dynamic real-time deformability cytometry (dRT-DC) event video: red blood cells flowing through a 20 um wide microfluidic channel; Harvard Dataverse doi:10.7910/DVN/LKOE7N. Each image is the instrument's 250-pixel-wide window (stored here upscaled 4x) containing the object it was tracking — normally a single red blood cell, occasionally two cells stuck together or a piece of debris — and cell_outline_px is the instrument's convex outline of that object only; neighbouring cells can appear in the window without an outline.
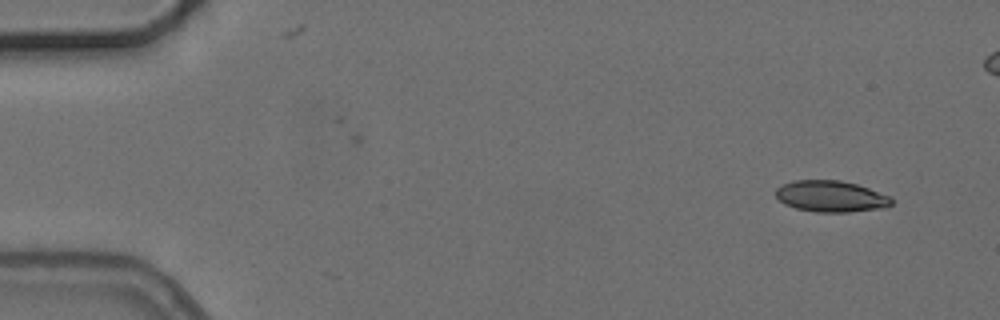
{"species": "common noctule bat (a hibernating species)", "species_latin": "Nyctalus noctula", "temperature_condition": "cold", "stored_images_in_passage": 10, "camera_frame_rate_fps": 3000, "um_per_image_px": 0.085, "animal": {"sex": "female", "body_mass_g": 24.6, "forearm_length_mm": 56.2}, "frame": {"image": 1, "passage_image": 1, "time_ms": 0.0, "image_size_px": [1000, 320], "cell_outline_px": [[892, 204], [888, 208], [848, 212], [816, 212], [796, 208], [784, 204], [776, 196], [776, 188], [784, 184], [796, 180], [840, 180], [856, 184], [892, 196]], "centroid_in_image_um": [70.68, 16.7], "position_along_channel_um": 14.3, "area_um2": 21.21}}
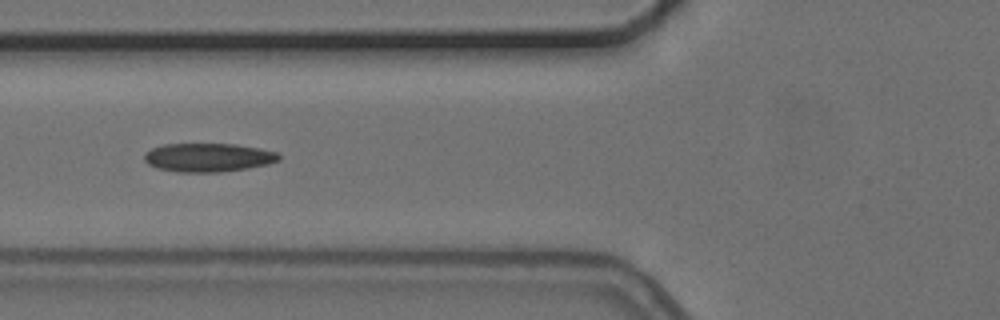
{"frame": {"image": 2, "passage_image": 5, "time_ms": 5.667, "image_size_px": [1000, 320], "cell_outline_px": [[280, 160], [268, 164], [248, 168], [220, 172], [176, 172], [156, 168], [148, 164], [144, 160], [144, 152], [152, 148], [164, 144], [236, 144], [260, 148], [276, 152], [280, 156]], "centroid_in_image_um": [17.67, 13.39], "position_along_channel_um": 108.1, "area_um2": 22.6}}
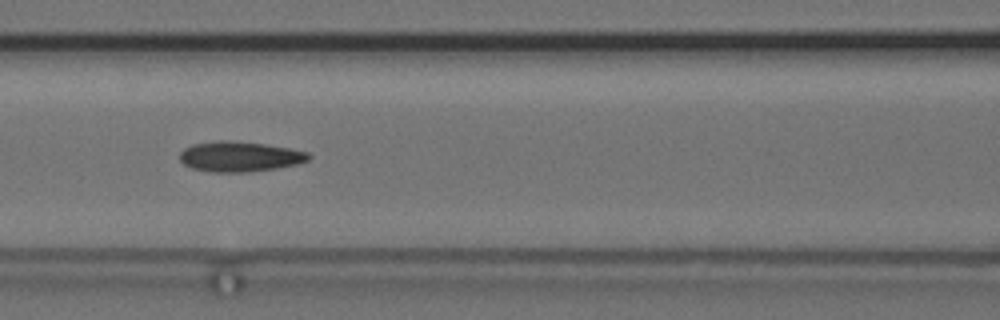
{"frame": {"image": 3, "passage_image": 6, "time_ms": 6.667, "image_size_px": [1000, 320], "cell_outline_px": [[312, 156], [308, 160], [296, 164], [276, 168], [248, 172], [212, 172], [192, 168], [184, 164], [180, 160], [180, 152], [184, 148], [192, 144], [216, 140], [228, 140], [264, 144], [288, 148], [308, 152]], "centroid_in_image_um": [20.35, 13.3], "position_along_channel_um": 146.3, "area_um2": 22.66}}